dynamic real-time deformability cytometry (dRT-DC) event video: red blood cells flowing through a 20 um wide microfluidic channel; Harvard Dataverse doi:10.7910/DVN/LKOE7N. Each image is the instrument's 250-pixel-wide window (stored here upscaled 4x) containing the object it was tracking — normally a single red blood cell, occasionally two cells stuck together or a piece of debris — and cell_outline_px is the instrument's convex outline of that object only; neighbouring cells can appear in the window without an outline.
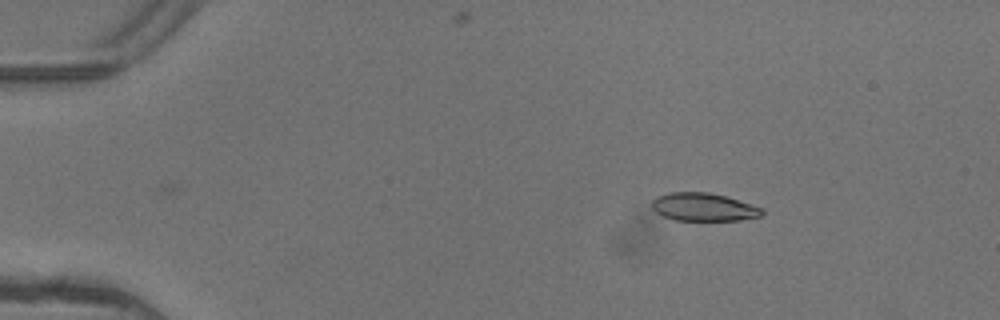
{"species": "common noctule bat (a hibernating species)", "species_latin": "Nyctalus noctula", "temperature_condition": "warm", "stored_images_in_passage": 4, "camera_frame_rate_fps": 3000, "um_per_image_px": 0.085, "animal": {"sex": "female"}, "frame": {"image": 1, "passage_image": 1, "time_ms": 0.0, "image_size_px": [1000, 320], "cell_outline_px": [[764, 212], [760, 216], [740, 220], [676, 220], [664, 216], [656, 212], [652, 208], [652, 200], [656, 196], [668, 192], [708, 192], [724, 196], [752, 204], [764, 208]], "centroid_in_image_um": [59.8, 17.59], "position_along_channel_um": 25.2, "area_um2": 17.98}}
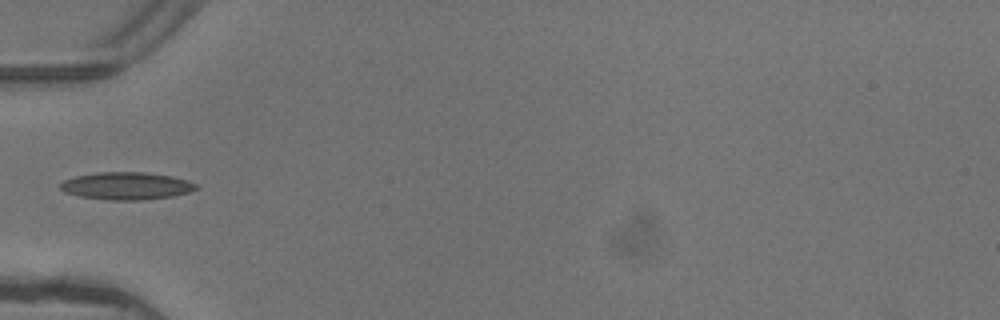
{"frame": {"image": 2, "passage_image": 4, "time_ms": 1.0, "image_size_px": [1000, 320], "cell_outline_px": [[200, 188], [188, 192], [172, 196], [140, 200], [108, 200], [80, 196], [64, 192], [60, 188], [60, 184], [64, 180], [76, 176], [96, 172], [144, 172], [172, 176], [188, 180], [196, 184]], "centroid_in_image_um": [10.75, 15.79], "position_along_channel_um": 74.2, "area_um2": 21.73}}